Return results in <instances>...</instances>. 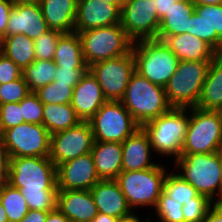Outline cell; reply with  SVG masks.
I'll return each mask as SVG.
<instances>
[{
    "label": "cell",
    "instance_id": "6da1fadb",
    "mask_svg": "<svg viewBox=\"0 0 222 222\" xmlns=\"http://www.w3.org/2000/svg\"><path fill=\"white\" fill-rule=\"evenodd\" d=\"M6 182L18 188L29 210L57 208L56 166L49 157L8 158Z\"/></svg>",
    "mask_w": 222,
    "mask_h": 222
},
{
    "label": "cell",
    "instance_id": "7a4b0ae2",
    "mask_svg": "<svg viewBox=\"0 0 222 222\" xmlns=\"http://www.w3.org/2000/svg\"><path fill=\"white\" fill-rule=\"evenodd\" d=\"M187 110L189 108L172 107L163 115L141 126L156 153L163 156L173 155L175 160L182 156V145L189 126Z\"/></svg>",
    "mask_w": 222,
    "mask_h": 222
},
{
    "label": "cell",
    "instance_id": "3957f363",
    "mask_svg": "<svg viewBox=\"0 0 222 222\" xmlns=\"http://www.w3.org/2000/svg\"><path fill=\"white\" fill-rule=\"evenodd\" d=\"M121 103L140 126L172 108L164 87L150 82L136 71L130 78Z\"/></svg>",
    "mask_w": 222,
    "mask_h": 222
},
{
    "label": "cell",
    "instance_id": "277c9868",
    "mask_svg": "<svg viewBox=\"0 0 222 222\" xmlns=\"http://www.w3.org/2000/svg\"><path fill=\"white\" fill-rule=\"evenodd\" d=\"M135 71L150 82L165 87L180 60L164 41L145 39L133 42Z\"/></svg>",
    "mask_w": 222,
    "mask_h": 222
},
{
    "label": "cell",
    "instance_id": "5b68a950",
    "mask_svg": "<svg viewBox=\"0 0 222 222\" xmlns=\"http://www.w3.org/2000/svg\"><path fill=\"white\" fill-rule=\"evenodd\" d=\"M174 161L175 167L182 169L181 172L177 173L179 176L210 201L213 202L216 195L218 198L214 199V203H220V151L208 154L182 155Z\"/></svg>",
    "mask_w": 222,
    "mask_h": 222
},
{
    "label": "cell",
    "instance_id": "8992f818",
    "mask_svg": "<svg viewBox=\"0 0 222 222\" xmlns=\"http://www.w3.org/2000/svg\"><path fill=\"white\" fill-rule=\"evenodd\" d=\"M78 35L88 67L99 61L124 56L132 50L133 41L121 24L85 30Z\"/></svg>",
    "mask_w": 222,
    "mask_h": 222
},
{
    "label": "cell",
    "instance_id": "52a82bcc",
    "mask_svg": "<svg viewBox=\"0 0 222 222\" xmlns=\"http://www.w3.org/2000/svg\"><path fill=\"white\" fill-rule=\"evenodd\" d=\"M211 61H180L164 87L172 107H196Z\"/></svg>",
    "mask_w": 222,
    "mask_h": 222
},
{
    "label": "cell",
    "instance_id": "ba28073f",
    "mask_svg": "<svg viewBox=\"0 0 222 222\" xmlns=\"http://www.w3.org/2000/svg\"><path fill=\"white\" fill-rule=\"evenodd\" d=\"M166 171L162 165L139 170L122 171L115 179L132 210L136 207L155 208L164 190Z\"/></svg>",
    "mask_w": 222,
    "mask_h": 222
},
{
    "label": "cell",
    "instance_id": "9c48e42d",
    "mask_svg": "<svg viewBox=\"0 0 222 222\" xmlns=\"http://www.w3.org/2000/svg\"><path fill=\"white\" fill-rule=\"evenodd\" d=\"M189 126L182 155L208 154L222 150V125L215 111L189 108Z\"/></svg>",
    "mask_w": 222,
    "mask_h": 222
},
{
    "label": "cell",
    "instance_id": "30bf717a",
    "mask_svg": "<svg viewBox=\"0 0 222 222\" xmlns=\"http://www.w3.org/2000/svg\"><path fill=\"white\" fill-rule=\"evenodd\" d=\"M88 122L94 142L122 143L141 127L121 101H106Z\"/></svg>",
    "mask_w": 222,
    "mask_h": 222
},
{
    "label": "cell",
    "instance_id": "8fae6325",
    "mask_svg": "<svg viewBox=\"0 0 222 222\" xmlns=\"http://www.w3.org/2000/svg\"><path fill=\"white\" fill-rule=\"evenodd\" d=\"M8 158L49 157L51 134L42 124L21 123L0 134Z\"/></svg>",
    "mask_w": 222,
    "mask_h": 222
},
{
    "label": "cell",
    "instance_id": "7c38bea8",
    "mask_svg": "<svg viewBox=\"0 0 222 222\" xmlns=\"http://www.w3.org/2000/svg\"><path fill=\"white\" fill-rule=\"evenodd\" d=\"M107 101H121L132 74L135 59L131 50L124 56L99 61L89 66Z\"/></svg>",
    "mask_w": 222,
    "mask_h": 222
},
{
    "label": "cell",
    "instance_id": "4fadbf2b",
    "mask_svg": "<svg viewBox=\"0 0 222 222\" xmlns=\"http://www.w3.org/2000/svg\"><path fill=\"white\" fill-rule=\"evenodd\" d=\"M154 0H125L120 24L133 41L157 39L160 20Z\"/></svg>",
    "mask_w": 222,
    "mask_h": 222
},
{
    "label": "cell",
    "instance_id": "5bb4252c",
    "mask_svg": "<svg viewBox=\"0 0 222 222\" xmlns=\"http://www.w3.org/2000/svg\"><path fill=\"white\" fill-rule=\"evenodd\" d=\"M94 143L89 122L51 134L49 158L57 167L66 161L91 153Z\"/></svg>",
    "mask_w": 222,
    "mask_h": 222
},
{
    "label": "cell",
    "instance_id": "9a60e30c",
    "mask_svg": "<svg viewBox=\"0 0 222 222\" xmlns=\"http://www.w3.org/2000/svg\"><path fill=\"white\" fill-rule=\"evenodd\" d=\"M58 190H90L99 180L91 153L56 167Z\"/></svg>",
    "mask_w": 222,
    "mask_h": 222
},
{
    "label": "cell",
    "instance_id": "2e32d148",
    "mask_svg": "<svg viewBox=\"0 0 222 222\" xmlns=\"http://www.w3.org/2000/svg\"><path fill=\"white\" fill-rule=\"evenodd\" d=\"M48 30L38 1L14 2L9 14L6 36L23 34L35 40Z\"/></svg>",
    "mask_w": 222,
    "mask_h": 222
},
{
    "label": "cell",
    "instance_id": "e0dca14e",
    "mask_svg": "<svg viewBox=\"0 0 222 222\" xmlns=\"http://www.w3.org/2000/svg\"><path fill=\"white\" fill-rule=\"evenodd\" d=\"M121 9L101 0H78L74 32L120 24Z\"/></svg>",
    "mask_w": 222,
    "mask_h": 222
},
{
    "label": "cell",
    "instance_id": "ac0fdd59",
    "mask_svg": "<svg viewBox=\"0 0 222 222\" xmlns=\"http://www.w3.org/2000/svg\"><path fill=\"white\" fill-rule=\"evenodd\" d=\"M97 79L88 70L73 89L71 106L82 122H88L106 102Z\"/></svg>",
    "mask_w": 222,
    "mask_h": 222
},
{
    "label": "cell",
    "instance_id": "d6986e66",
    "mask_svg": "<svg viewBox=\"0 0 222 222\" xmlns=\"http://www.w3.org/2000/svg\"><path fill=\"white\" fill-rule=\"evenodd\" d=\"M90 193L98 213L110 215L117 219L128 217L134 213L115 179L99 180L90 189Z\"/></svg>",
    "mask_w": 222,
    "mask_h": 222
},
{
    "label": "cell",
    "instance_id": "ffe728a7",
    "mask_svg": "<svg viewBox=\"0 0 222 222\" xmlns=\"http://www.w3.org/2000/svg\"><path fill=\"white\" fill-rule=\"evenodd\" d=\"M57 208L70 221H90L98 214L90 190H58Z\"/></svg>",
    "mask_w": 222,
    "mask_h": 222
},
{
    "label": "cell",
    "instance_id": "44dd1931",
    "mask_svg": "<svg viewBox=\"0 0 222 222\" xmlns=\"http://www.w3.org/2000/svg\"><path fill=\"white\" fill-rule=\"evenodd\" d=\"M122 145V171H139L155 167L151 162L152 147L148 135L140 127ZM151 151V152H150Z\"/></svg>",
    "mask_w": 222,
    "mask_h": 222
},
{
    "label": "cell",
    "instance_id": "7402d4cb",
    "mask_svg": "<svg viewBox=\"0 0 222 222\" xmlns=\"http://www.w3.org/2000/svg\"><path fill=\"white\" fill-rule=\"evenodd\" d=\"M42 15L50 30L74 32L78 0H38Z\"/></svg>",
    "mask_w": 222,
    "mask_h": 222
},
{
    "label": "cell",
    "instance_id": "603a6c76",
    "mask_svg": "<svg viewBox=\"0 0 222 222\" xmlns=\"http://www.w3.org/2000/svg\"><path fill=\"white\" fill-rule=\"evenodd\" d=\"M164 43L180 61H212L218 54L204 40L189 33L168 36Z\"/></svg>",
    "mask_w": 222,
    "mask_h": 222
},
{
    "label": "cell",
    "instance_id": "cb8c5ba5",
    "mask_svg": "<svg viewBox=\"0 0 222 222\" xmlns=\"http://www.w3.org/2000/svg\"><path fill=\"white\" fill-rule=\"evenodd\" d=\"M122 145L119 142H94L91 155L101 180L116 179L122 172Z\"/></svg>",
    "mask_w": 222,
    "mask_h": 222
},
{
    "label": "cell",
    "instance_id": "d4e9b609",
    "mask_svg": "<svg viewBox=\"0 0 222 222\" xmlns=\"http://www.w3.org/2000/svg\"><path fill=\"white\" fill-rule=\"evenodd\" d=\"M195 11L193 0H179L160 20L157 39L164 41L168 36L189 33L191 16Z\"/></svg>",
    "mask_w": 222,
    "mask_h": 222
},
{
    "label": "cell",
    "instance_id": "484cf974",
    "mask_svg": "<svg viewBox=\"0 0 222 222\" xmlns=\"http://www.w3.org/2000/svg\"><path fill=\"white\" fill-rule=\"evenodd\" d=\"M222 105V53L211 61L197 108L215 111Z\"/></svg>",
    "mask_w": 222,
    "mask_h": 222
},
{
    "label": "cell",
    "instance_id": "4316f807",
    "mask_svg": "<svg viewBox=\"0 0 222 222\" xmlns=\"http://www.w3.org/2000/svg\"><path fill=\"white\" fill-rule=\"evenodd\" d=\"M53 61L57 67H88L77 32L63 33L60 36Z\"/></svg>",
    "mask_w": 222,
    "mask_h": 222
},
{
    "label": "cell",
    "instance_id": "83f0119b",
    "mask_svg": "<svg viewBox=\"0 0 222 222\" xmlns=\"http://www.w3.org/2000/svg\"><path fill=\"white\" fill-rule=\"evenodd\" d=\"M0 51L18 65L21 70L36 60L34 40L23 34L5 36L0 41Z\"/></svg>",
    "mask_w": 222,
    "mask_h": 222
},
{
    "label": "cell",
    "instance_id": "f1b7e54d",
    "mask_svg": "<svg viewBox=\"0 0 222 222\" xmlns=\"http://www.w3.org/2000/svg\"><path fill=\"white\" fill-rule=\"evenodd\" d=\"M43 126L50 134L77 126L81 120L71 104H43Z\"/></svg>",
    "mask_w": 222,
    "mask_h": 222
},
{
    "label": "cell",
    "instance_id": "f546056e",
    "mask_svg": "<svg viewBox=\"0 0 222 222\" xmlns=\"http://www.w3.org/2000/svg\"><path fill=\"white\" fill-rule=\"evenodd\" d=\"M56 65L53 60H35L22 70V77L30 92L53 82Z\"/></svg>",
    "mask_w": 222,
    "mask_h": 222
},
{
    "label": "cell",
    "instance_id": "4dcf8cb0",
    "mask_svg": "<svg viewBox=\"0 0 222 222\" xmlns=\"http://www.w3.org/2000/svg\"><path fill=\"white\" fill-rule=\"evenodd\" d=\"M195 11L208 23V44L222 53V5H195Z\"/></svg>",
    "mask_w": 222,
    "mask_h": 222
},
{
    "label": "cell",
    "instance_id": "1f68e13d",
    "mask_svg": "<svg viewBox=\"0 0 222 222\" xmlns=\"http://www.w3.org/2000/svg\"><path fill=\"white\" fill-rule=\"evenodd\" d=\"M0 203L6 211L9 222H20L29 211L26 200L20 190L12 187L7 182L2 188Z\"/></svg>",
    "mask_w": 222,
    "mask_h": 222
},
{
    "label": "cell",
    "instance_id": "d6a6232c",
    "mask_svg": "<svg viewBox=\"0 0 222 222\" xmlns=\"http://www.w3.org/2000/svg\"><path fill=\"white\" fill-rule=\"evenodd\" d=\"M164 191L171 199L182 205L199 195V192L190 183L173 171L166 175Z\"/></svg>",
    "mask_w": 222,
    "mask_h": 222
},
{
    "label": "cell",
    "instance_id": "836d02e7",
    "mask_svg": "<svg viewBox=\"0 0 222 222\" xmlns=\"http://www.w3.org/2000/svg\"><path fill=\"white\" fill-rule=\"evenodd\" d=\"M73 87L53 81L39 88L35 93L43 104H70Z\"/></svg>",
    "mask_w": 222,
    "mask_h": 222
},
{
    "label": "cell",
    "instance_id": "e575fe53",
    "mask_svg": "<svg viewBox=\"0 0 222 222\" xmlns=\"http://www.w3.org/2000/svg\"><path fill=\"white\" fill-rule=\"evenodd\" d=\"M182 207L163 190L154 209L161 222H184Z\"/></svg>",
    "mask_w": 222,
    "mask_h": 222
},
{
    "label": "cell",
    "instance_id": "d590c367",
    "mask_svg": "<svg viewBox=\"0 0 222 222\" xmlns=\"http://www.w3.org/2000/svg\"><path fill=\"white\" fill-rule=\"evenodd\" d=\"M63 33L56 30H48L34 40L35 59L53 60L56 45Z\"/></svg>",
    "mask_w": 222,
    "mask_h": 222
},
{
    "label": "cell",
    "instance_id": "8d00e7d4",
    "mask_svg": "<svg viewBox=\"0 0 222 222\" xmlns=\"http://www.w3.org/2000/svg\"><path fill=\"white\" fill-rule=\"evenodd\" d=\"M19 103L25 123L43 125V103L35 92H30Z\"/></svg>",
    "mask_w": 222,
    "mask_h": 222
},
{
    "label": "cell",
    "instance_id": "74e56055",
    "mask_svg": "<svg viewBox=\"0 0 222 222\" xmlns=\"http://www.w3.org/2000/svg\"><path fill=\"white\" fill-rule=\"evenodd\" d=\"M213 204L207 197L198 195L182 207L184 222H202Z\"/></svg>",
    "mask_w": 222,
    "mask_h": 222
},
{
    "label": "cell",
    "instance_id": "f35d334b",
    "mask_svg": "<svg viewBox=\"0 0 222 222\" xmlns=\"http://www.w3.org/2000/svg\"><path fill=\"white\" fill-rule=\"evenodd\" d=\"M30 93L23 77L6 84H0V105L18 103Z\"/></svg>",
    "mask_w": 222,
    "mask_h": 222
},
{
    "label": "cell",
    "instance_id": "ab89813d",
    "mask_svg": "<svg viewBox=\"0 0 222 222\" xmlns=\"http://www.w3.org/2000/svg\"><path fill=\"white\" fill-rule=\"evenodd\" d=\"M21 123H24V120L19 102L0 105V134Z\"/></svg>",
    "mask_w": 222,
    "mask_h": 222
},
{
    "label": "cell",
    "instance_id": "60d3db41",
    "mask_svg": "<svg viewBox=\"0 0 222 222\" xmlns=\"http://www.w3.org/2000/svg\"><path fill=\"white\" fill-rule=\"evenodd\" d=\"M89 70V67H57L54 80L58 83L68 84L75 87L81 78Z\"/></svg>",
    "mask_w": 222,
    "mask_h": 222
},
{
    "label": "cell",
    "instance_id": "b9f144b4",
    "mask_svg": "<svg viewBox=\"0 0 222 222\" xmlns=\"http://www.w3.org/2000/svg\"><path fill=\"white\" fill-rule=\"evenodd\" d=\"M21 77V68L0 51V84H6Z\"/></svg>",
    "mask_w": 222,
    "mask_h": 222
},
{
    "label": "cell",
    "instance_id": "7bdbcfd3",
    "mask_svg": "<svg viewBox=\"0 0 222 222\" xmlns=\"http://www.w3.org/2000/svg\"><path fill=\"white\" fill-rule=\"evenodd\" d=\"M189 34L204 40L208 44V23L196 11L191 16Z\"/></svg>",
    "mask_w": 222,
    "mask_h": 222
},
{
    "label": "cell",
    "instance_id": "ee69618b",
    "mask_svg": "<svg viewBox=\"0 0 222 222\" xmlns=\"http://www.w3.org/2000/svg\"><path fill=\"white\" fill-rule=\"evenodd\" d=\"M13 5V0H0V41L6 36L9 14Z\"/></svg>",
    "mask_w": 222,
    "mask_h": 222
},
{
    "label": "cell",
    "instance_id": "f6af8a7d",
    "mask_svg": "<svg viewBox=\"0 0 222 222\" xmlns=\"http://www.w3.org/2000/svg\"><path fill=\"white\" fill-rule=\"evenodd\" d=\"M202 222H222V203H213Z\"/></svg>",
    "mask_w": 222,
    "mask_h": 222
},
{
    "label": "cell",
    "instance_id": "bcb514c9",
    "mask_svg": "<svg viewBox=\"0 0 222 222\" xmlns=\"http://www.w3.org/2000/svg\"><path fill=\"white\" fill-rule=\"evenodd\" d=\"M154 1H155L154 4L157 8V15L159 17V20H161L179 0H154Z\"/></svg>",
    "mask_w": 222,
    "mask_h": 222
},
{
    "label": "cell",
    "instance_id": "7dc6e473",
    "mask_svg": "<svg viewBox=\"0 0 222 222\" xmlns=\"http://www.w3.org/2000/svg\"><path fill=\"white\" fill-rule=\"evenodd\" d=\"M49 211L29 210L20 222H45Z\"/></svg>",
    "mask_w": 222,
    "mask_h": 222
},
{
    "label": "cell",
    "instance_id": "c3c4849f",
    "mask_svg": "<svg viewBox=\"0 0 222 222\" xmlns=\"http://www.w3.org/2000/svg\"><path fill=\"white\" fill-rule=\"evenodd\" d=\"M9 159L0 137V176H7Z\"/></svg>",
    "mask_w": 222,
    "mask_h": 222
},
{
    "label": "cell",
    "instance_id": "681fc988",
    "mask_svg": "<svg viewBox=\"0 0 222 222\" xmlns=\"http://www.w3.org/2000/svg\"><path fill=\"white\" fill-rule=\"evenodd\" d=\"M45 222H70V220L58 209L49 211Z\"/></svg>",
    "mask_w": 222,
    "mask_h": 222
},
{
    "label": "cell",
    "instance_id": "f907efd6",
    "mask_svg": "<svg viewBox=\"0 0 222 222\" xmlns=\"http://www.w3.org/2000/svg\"><path fill=\"white\" fill-rule=\"evenodd\" d=\"M117 218L110 216V215H106L103 213H98L94 219L92 220V222H117Z\"/></svg>",
    "mask_w": 222,
    "mask_h": 222
},
{
    "label": "cell",
    "instance_id": "816d5d0a",
    "mask_svg": "<svg viewBox=\"0 0 222 222\" xmlns=\"http://www.w3.org/2000/svg\"><path fill=\"white\" fill-rule=\"evenodd\" d=\"M195 5H222V0H193Z\"/></svg>",
    "mask_w": 222,
    "mask_h": 222
},
{
    "label": "cell",
    "instance_id": "f5cc1de1",
    "mask_svg": "<svg viewBox=\"0 0 222 222\" xmlns=\"http://www.w3.org/2000/svg\"><path fill=\"white\" fill-rule=\"evenodd\" d=\"M149 219L150 218L146 219L144 222H150ZM117 222H142V221L140 220V218H138V216H136V214L133 213L128 217L118 219Z\"/></svg>",
    "mask_w": 222,
    "mask_h": 222
},
{
    "label": "cell",
    "instance_id": "db71d44e",
    "mask_svg": "<svg viewBox=\"0 0 222 222\" xmlns=\"http://www.w3.org/2000/svg\"><path fill=\"white\" fill-rule=\"evenodd\" d=\"M0 222H9L6 215V211L1 203H0Z\"/></svg>",
    "mask_w": 222,
    "mask_h": 222
},
{
    "label": "cell",
    "instance_id": "11a10c76",
    "mask_svg": "<svg viewBox=\"0 0 222 222\" xmlns=\"http://www.w3.org/2000/svg\"><path fill=\"white\" fill-rule=\"evenodd\" d=\"M101 1H105V2H108L109 4L116 5L120 9L122 8V6L124 5V2H125V0H101Z\"/></svg>",
    "mask_w": 222,
    "mask_h": 222
},
{
    "label": "cell",
    "instance_id": "9f6ffc18",
    "mask_svg": "<svg viewBox=\"0 0 222 222\" xmlns=\"http://www.w3.org/2000/svg\"><path fill=\"white\" fill-rule=\"evenodd\" d=\"M220 161H221L220 203H222V150L220 151Z\"/></svg>",
    "mask_w": 222,
    "mask_h": 222
},
{
    "label": "cell",
    "instance_id": "6f0895ef",
    "mask_svg": "<svg viewBox=\"0 0 222 222\" xmlns=\"http://www.w3.org/2000/svg\"><path fill=\"white\" fill-rule=\"evenodd\" d=\"M215 112L217 113L219 119H220V122H221V125H222V105L220 107H218Z\"/></svg>",
    "mask_w": 222,
    "mask_h": 222
},
{
    "label": "cell",
    "instance_id": "680465c9",
    "mask_svg": "<svg viewBox=\"0 0 222 222\" xmlns=\"http://www.w3.org/2000/svg\"><path fill=\"white\" fill-rule=\"evenodd\" d=\"M5 183H6V176H0V194Z\"/></svg>",
    "mask_w": 222,
    "mask_h": 222
},
{
    "label": "cell",
    "instance_id": "91938a15",
    "mask_svg": "<svg viewBox=\"0 0 222 222\" xmlns=\"http://www.w3.org/2000/svg\"><path fill=\"white\" fill-rule=\"evenodd\" d=\"M14 2H29V1H38V0H13Z\"/></svg>",
    "mask_w": 222,
    "mask_h": 222
},
{
    "label": "cell",
    "instance_id": "94428289",
    "mask_svg": "<svg viewBox=\"0 0 222 222\" xmlns=\"http://www.w3.org/2000/svg\"><path fill=\"white\" fill-rule=\"evenodd\" d=\"M70 222H90V221L81 220V221H70Z\"/></svg>",
    "mask_w": 222,
    "mask_h": 222
}]
</instances>
